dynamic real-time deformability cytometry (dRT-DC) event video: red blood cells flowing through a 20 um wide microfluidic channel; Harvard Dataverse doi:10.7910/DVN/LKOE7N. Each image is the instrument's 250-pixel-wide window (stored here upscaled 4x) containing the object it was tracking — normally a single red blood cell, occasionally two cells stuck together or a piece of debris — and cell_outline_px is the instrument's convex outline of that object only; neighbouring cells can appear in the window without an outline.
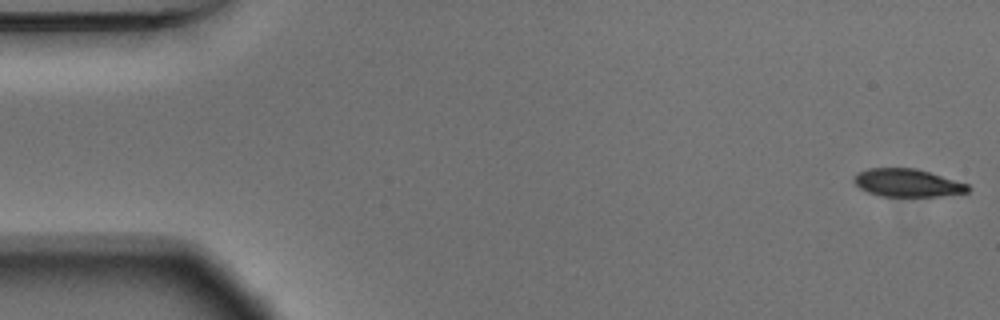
{"species": "Egyptian fruit bat (a non-hibernating species)", "species_latin": "Rousettus aegyptiacus", "temperature_condition": "warm", "stored_images_in_passage": 33, "camera_frame_rate_fps": 3000, "um_per_image_px": 0.085, "animal": {"sex": "male"}, "frame": {"image": 1, "passage_image": 1, "time_ms": 0.0, "image_size_px": [1000, 320], "cell_outline_px": [[972, 188], [968, 192], [940, 196], [880, 196], [868, 192], [860, 188], [852, 180], [856, 172], [868, 168], [916, 168], [968, 184]], "centroid_in_image_um": [77.11, 15.54], "position_along_channel_um": 7.9, "area_um2": 18.55}}
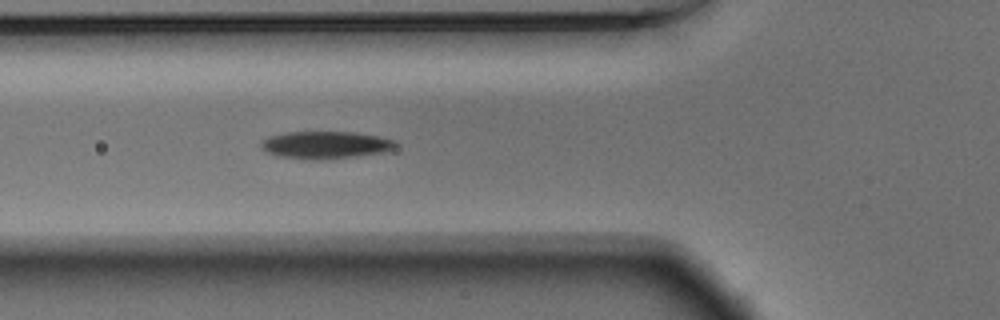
{"frame": {"image": 2, "passage_image": 19, "time_ms": 6.0, "image_size_px": [1000, 320], "cell_outline_px": [[400, 144], [396, 148], [388, 152], [360, 156], [320, 160], [312, 160], [284, 156], [264, 152], [260, 148], [260, 140], [268, 136], [288, 132], [356, 132], [380, 136], [396, 140]], "centroid_in_image_um": [27.74, 12.32], "position_along_channel_um": 98.1, "area_um2": 22.02}}
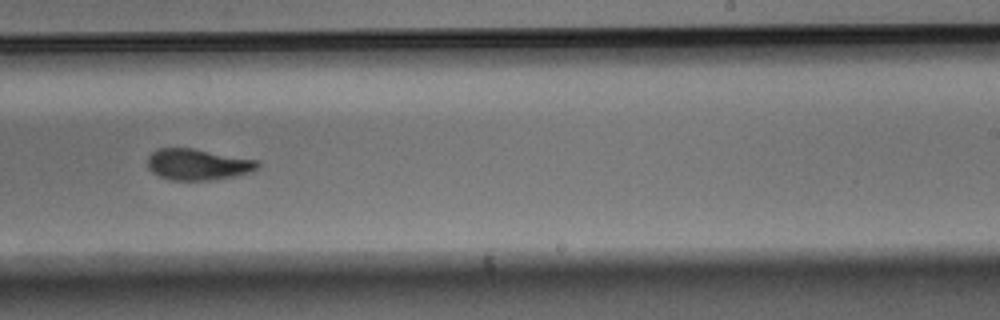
{"frame": {"image": 3, "passage_image": 33, "time_ms": 10.667, "image_size_px": [1000, 320], "cell_outline_px": [[260, 164], [252, 172], [236, 176], [208, 180], [172, 180], [160, 176], [152, 172], [148, 168], [148, 156], [156, 148], [192, 148], [260, 160]], "centroid_in_image_um": [16.83, 13.97], "position_along_channel_um": 272.2, "area_um2": 20.11}}